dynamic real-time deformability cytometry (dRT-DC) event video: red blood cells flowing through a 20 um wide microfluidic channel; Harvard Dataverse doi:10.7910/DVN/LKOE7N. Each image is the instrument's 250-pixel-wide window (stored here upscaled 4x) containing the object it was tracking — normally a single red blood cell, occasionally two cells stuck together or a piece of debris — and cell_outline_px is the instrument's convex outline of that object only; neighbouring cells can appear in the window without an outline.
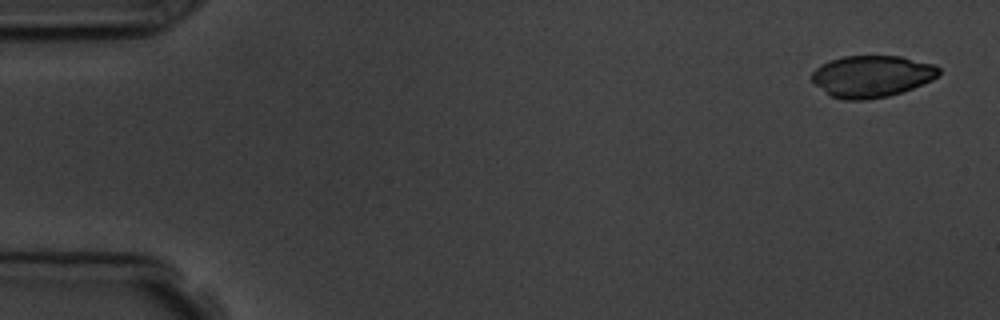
{"species": "common noctule bat (a hibernating species)", "species_latin": "Nyctalus noctula", "temperature_condition": "room temperature", "stored_images_in_passage": 4, "camera_frame_rate_fps": 3000, "um_per_image_px": 0.085, "animal": {"sex": "male", "body_mass_g": 19.5, "forearm_length_mm": 54.6}, "frame": {"image": 1, "passage_image": 1, "time_ms": 0.0, "image_size_px": [1000, 320], "cell_outline_px": [[940, 76], [932, 80], [912, 88], [888, 96], [868, 100], [844, 100], [832, 96], [816, 84], [812, 80], [812, 72], [816, 68], [832, 60], [844, 56], [900, 56], [936, 64], [940, 68]], "centroid_in_image_um": [74.16, 6.48], "position_along_channel_um": 10.8, "area_um2": 30.75}}